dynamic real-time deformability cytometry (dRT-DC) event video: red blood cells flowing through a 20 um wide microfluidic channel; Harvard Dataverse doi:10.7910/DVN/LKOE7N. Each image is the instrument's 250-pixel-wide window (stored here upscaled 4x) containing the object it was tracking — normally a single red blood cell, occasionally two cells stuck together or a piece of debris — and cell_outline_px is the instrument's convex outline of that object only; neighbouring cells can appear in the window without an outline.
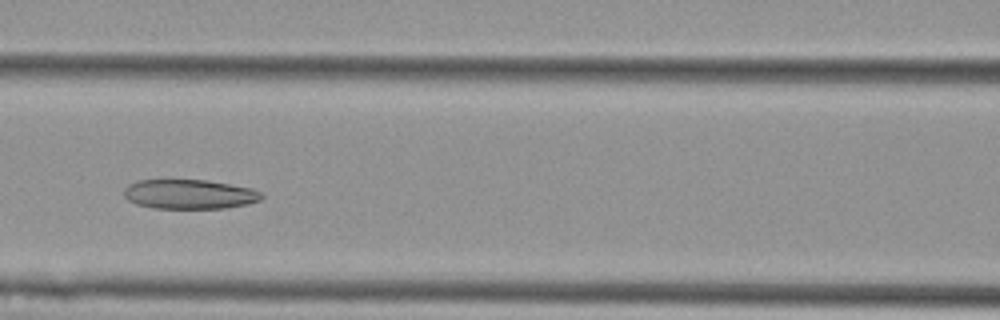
{"species": "Egyptian fruit bat (a non-hibernating species)", "species_latin": "Rousettus aegyptiacus", "temperature_condition": "cold", "stored_images_in_passage": 50, "camera_frame_rate_fps": 3000, "um_per_image_px": 0.085, "animal": {"sex": "female"}, "frame": {"image": 1, "passage_image": 20, "time_ms": 6.333, "image_size_px": [1000, 320], "cell_outline_px": [[264, 196], [260, 200], [248, 204], [224, 208], [152, 208], [136, 204], [128, 200], [124, 196], [124, 188], [128, 184], [136, 180], [204, 180], [252, 188], [264, 192]], "centroid_in_image_um": [16.1, 16.51], "position_along_channel_um": 150.5, "area_um2": 23.76}}
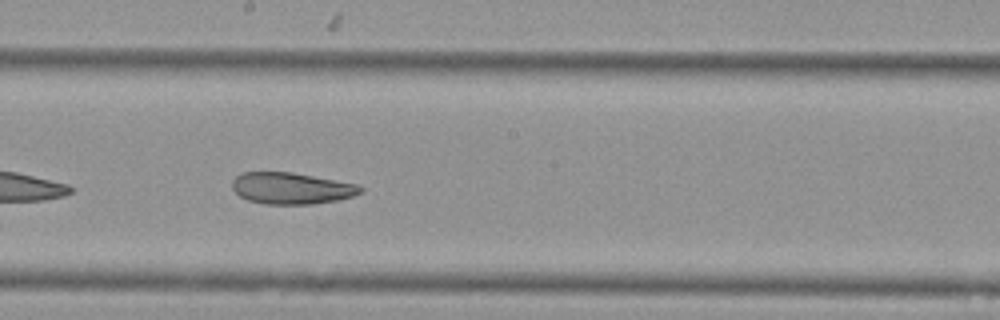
{"frame": {"image": 2, "passage_image": 26, "time_ms": 8.333, "image_size_px": [1000, 320], "cell_outline_px": [[364, 188], [360, 192], [352, 196], [336, 200], [312, 204], [268, 204], [248, 200], [240, 196], [232, 188], [232, 180], [236, 176], [244, 172], [292, 172], [356, 184]], "centroid_in_image_um": [24.74, 16.0], "position_along_channel_um": 223.5, "area_um2": 23.29}}
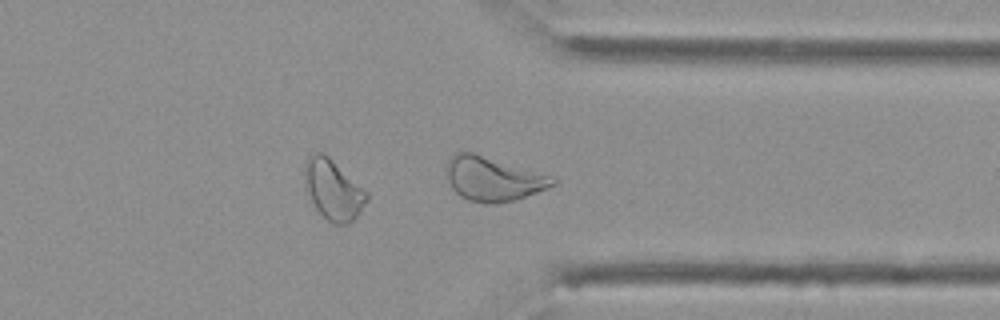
{"frame": {"image": 3, "passage_image": 38, "time_ms": 12.333, "image_size_px": [1000, 320], "cell_outline_px": [[556, 184], [548, 188], [516, 200], [496, 204], [484, 204], [468, 200], [460, 196], [452, 188], [448, 180], [444, 168], [448, 160], [456, 152], [472, 152], [552, 176], [556, 180]], "centroid_in_image_um": [41.88, 15.22], "position_along_channel_um": 369.5, "area_um2": 27.46}, "authors_computed_cell_mechanics": {"area_um2": 25.6632, "velocity_mm_per_s": 3.6698, "shape_relaxation_time_tau1_ms": null, "shape_relaxation_time_tau2_ms": 3.2182, "deformation_change_tau1": null, "deformation_change_tau2": 0.1045}}